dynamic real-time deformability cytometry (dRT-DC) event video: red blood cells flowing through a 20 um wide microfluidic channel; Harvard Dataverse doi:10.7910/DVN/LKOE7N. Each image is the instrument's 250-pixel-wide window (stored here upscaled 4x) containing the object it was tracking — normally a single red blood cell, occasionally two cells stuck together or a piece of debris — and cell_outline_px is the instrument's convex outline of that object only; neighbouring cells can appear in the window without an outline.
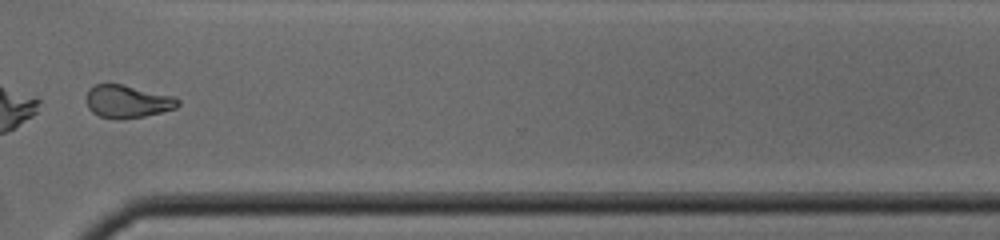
{"species": "common noctule bat (a hibernating species)", "species_latin": "Nyctalus noctula", "temperature_condition": "cold", "stored_images_in_passage": 34, "camera_frame_rate_fps": 3000, "um_per_image_px": 0.085, "animal": {"sex": "male", "body_mass_g": 19.0, "forearm_length_mm": 50.8}, "frame": {"image": 1, "passage_image": 25, "time_ms": 8.0, "image_size_px": [1000, 240], "cell_outline_px": [[180, 104], [176, 108], [144, 116], [100, 116], [92, 112], [88, 108], [88, 88], [96, 84], [120, 84], [172, 96], [180, 100]], "centroid_in_image_um": [10.85, 8.58], "position_along_channel_um": 359.7, "area_um2": 16.59}}